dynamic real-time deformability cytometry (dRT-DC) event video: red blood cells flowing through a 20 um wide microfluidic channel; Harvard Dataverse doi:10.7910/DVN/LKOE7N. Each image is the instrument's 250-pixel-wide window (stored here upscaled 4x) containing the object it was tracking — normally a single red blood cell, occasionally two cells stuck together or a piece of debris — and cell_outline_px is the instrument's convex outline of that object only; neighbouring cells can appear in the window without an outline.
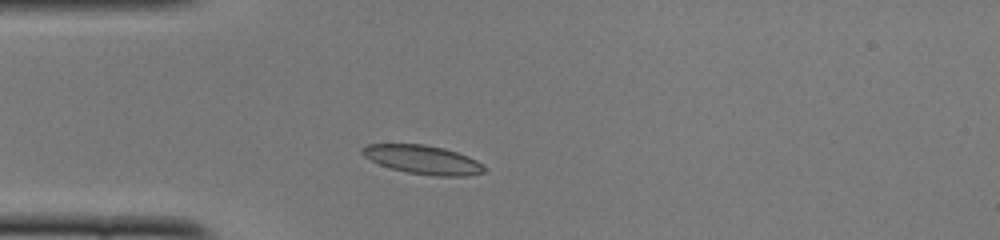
{"species": "common noctule bat (a hibernating species)", "species_latin": "Nyctalus noctula", "temperature_condition": "cold", "stored_images_in_passage": 43, "camera_frame_rate_fps": 3000, "um_per_image_px": 0.085, "animal": {"sex": "female", "body_mass_g": 22.0, "forearm_length_mm": 56.7}, "frame": {"image": 1, "passage_image": 6, "time_ms": 1.667, "image_size_px": [1000, 240], "cell_outline_px": [[488, 168], [484, 172], [464, 176], [436, 176], [408, 172], [392, 168], [380, 164], [364, 156], [360, 152], [360, 148], [368, 144], [424, 144], [444, 148], [468, 156], [484, 164]], "centroid_in_image_um": [35.97, 13.56], "position_along_channel_um": 49.0, "area_um2": 20.4}}
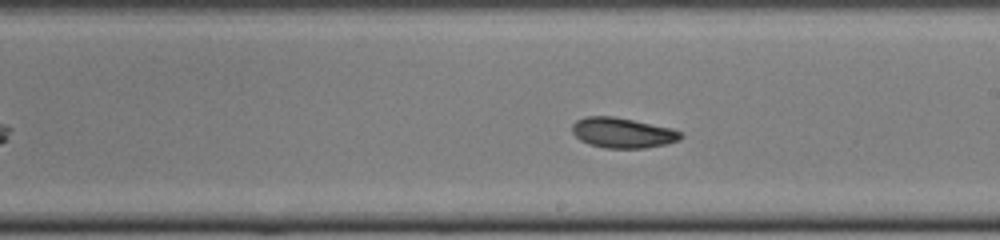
{"frame": {"image": 2, "passage_image": 21, "time_ms": 6.667, "image_size_px": [1000, 240], "cell_outline_px": [[684, 136], [680, 140], [668, 144], [644, 148], [604, 148], [588, 144], [580, 140], [572, 132], [572, 124], [576, 120], [588, 116], [612, 116], [672, 128], [680, 132]], "centroid_in_image_um": [52.92, 11.3], "position_along_channel_um": 236.1, "area_um2": 19.19}}
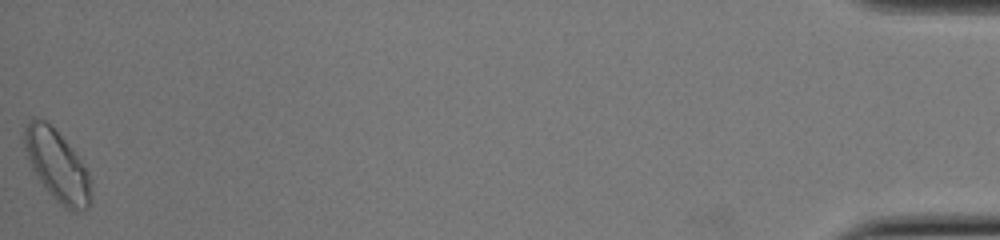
{"frame": {"image": 3, "passage_image": 43, "time_ms": 14.0, "image_size_px": [1000, 240], "cell_outline_px": [[92, 200], [88, 208], [76, 212], [72, 212], [64, 208], [48, 192], [32, 168], [24, 148], [24, 128], [28, 120], [32, 116], [36, 116], [44, 120], [72, 148], [88, 172], [92, 192]], "centroid_in_image_um": [4.86, 14.1], "position_along_channel_um": 430.3, "area_um2": 27.4}, "authors_computed_cell_mechanics": {"area_um2": 19.7676, "velocity_mm_per_s": 3.9568, "shape_relaxation_time_tau1_ms": 6.0586, "shape_relaxation_time_tau2_ms": 4.3461, "deformation_change_tau1": 0.108, "deformation_change_tau2": 0.074}}